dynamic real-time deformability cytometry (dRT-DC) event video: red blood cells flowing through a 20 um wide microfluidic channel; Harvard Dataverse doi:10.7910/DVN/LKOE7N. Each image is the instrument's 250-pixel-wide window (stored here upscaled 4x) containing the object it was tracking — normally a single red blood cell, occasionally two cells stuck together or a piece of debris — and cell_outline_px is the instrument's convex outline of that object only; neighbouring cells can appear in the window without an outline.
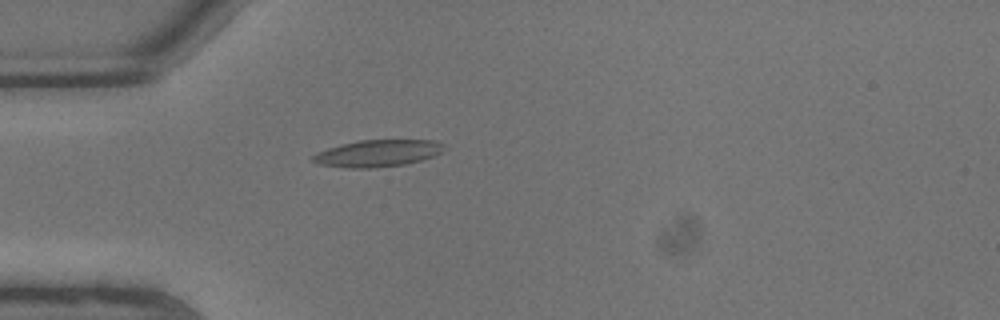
{"species": "common noctule bat (a hibernating species)", "species_latin": "Nyctalus noctula", "temperature_condition": "warm", "stored_images_in_passage": 8, "camera_frame_rate_fps": 3000, "um_per_image_px": 0.085, "animal": {"sex": "male", "body_mass_g": 13.3}, "frame": {"image": 1, "passage_image": 5, "time_ms": 1.333, "image_size_px": [1000, 320], "cell_outline_px": [[444, 152], [424, 160], [404, 164], [372, 168], [344, 168], [320, 164], [312, 160], [312, 156], [316, 152], [340, 144], [360, 140], [432, 140], [444, 144]], "centroid_in_image_um": [32.12, 13.03], "position_along_channel_um": 52.9, "area_um2": 20.69}}
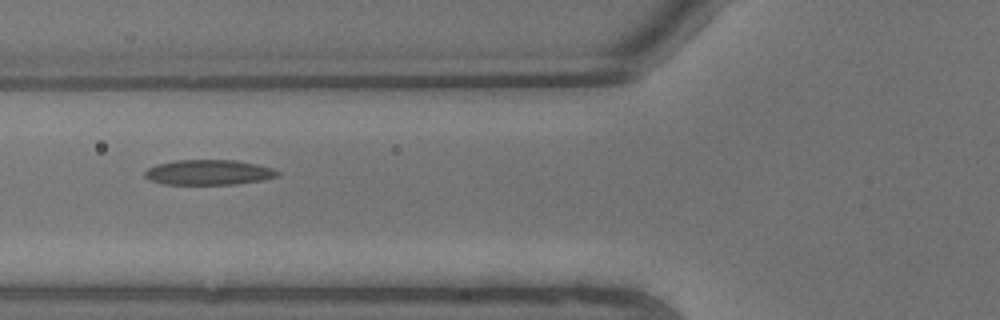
{"frame": {"image": 2, "passage_image": 7, "time_ms": 2.0, "image_size_px": [1000, 320], "cell_outline_px": [[280, 172], [276, 176], [264, 180], [236, 184], [164, 184], [148, 180], [144, 176], [144, 172], [148, 168], [156, 164], [176, 160], [236, 160], [256, 164], [272, 168]], "centroid_in_image_um": [17.71, 14.65], "position_along_channel_um": 108.1, "area_um2": 19.48}}
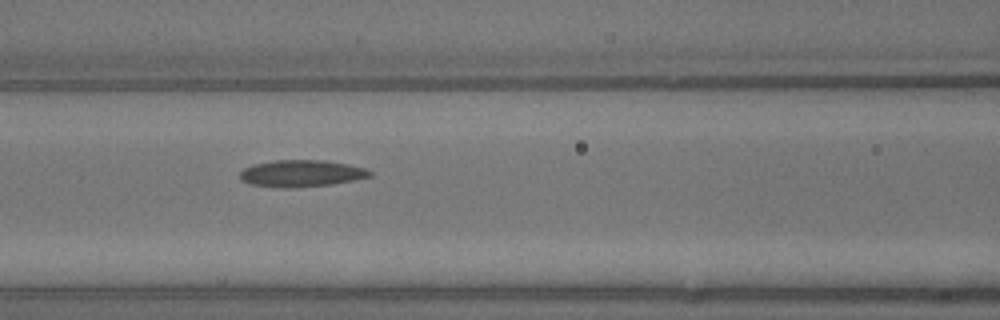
{"frame": {"image": 3, "passage_image": 8, "time_ms": 2.333, "image_size_px": [1000, 320], "cell_outline_px": [[372, 176], [356, 180], [332, 184], [288, 188], [284, 188], [248, 184], [240, 180], [240, 172], [244, 168], [252, 164], [276, 160], [324, 160], [348, 164], [364, 168], [372, 172]], "centroid_in_image_um": [25.6, 14.74], "position_along_channel_um": 141.0, "area_um2": 20.4}}